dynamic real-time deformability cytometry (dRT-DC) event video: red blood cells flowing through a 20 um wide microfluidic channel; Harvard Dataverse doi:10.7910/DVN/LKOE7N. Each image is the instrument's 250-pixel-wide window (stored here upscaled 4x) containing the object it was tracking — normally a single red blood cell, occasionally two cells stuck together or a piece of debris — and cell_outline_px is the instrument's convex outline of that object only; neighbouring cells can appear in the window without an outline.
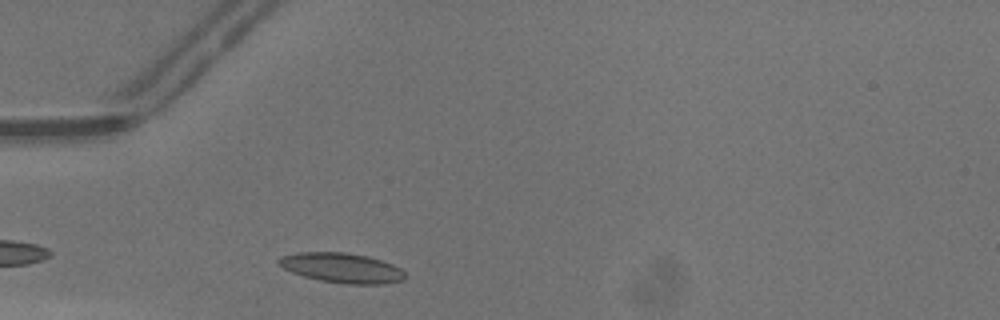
{"species": "common noctule bat (a hibernating species)", "species_latin": "Nyctalus noctula", "temperature_condition": "warm", "stored_images_in_passage": 23, "camera_frame_rate_fps": 3000, "um_per_image_px": 0.085, "animal": {"sex": "male", "body_mass_g": 13.3}, "frame": {"image": 1, "passage_image": 2, "time_ms": 0.333, "image_size_px": [1000, 320], "cell_outline_px": [[404, 280], [384, 284], [344, 284], [320, 280], [304, 276], [292, 272], [276, 264], [276, 260], [280, 256], [296, 252], [348, 252], [380, 260], [392, 264], [400, 268], [404, 272]], "centroid_in_image_um": [29.01, 22.76], "position_along_channel_um": 56.0, "area_um2": 22.02}}
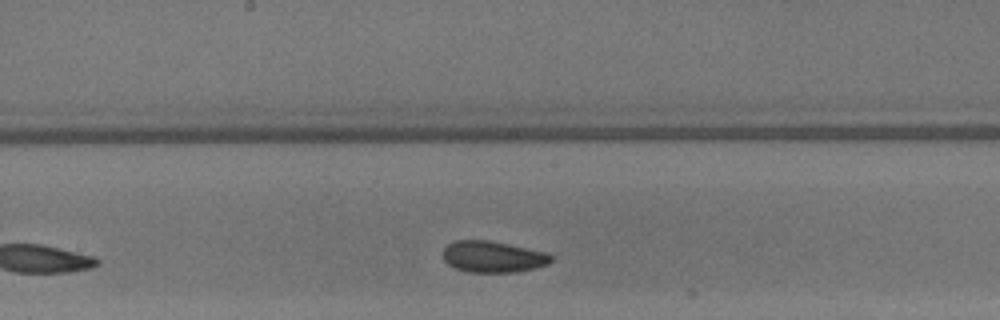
{"frame": {"image": 2, "passage_image": 13, "time_ms": 4.0, "image_size_px": [1000, 320], "cell_outline_px": [[552, 260], [548, 264], [536, 268], [516, 272], [468, 272], [456, 268], [448, 264], [444, 260], [444, 248], [452, 240], [488, 240], [548, 252], [552, 256]], "centroid_in_image_um": [41.91, 21.82], "position_along_channel_um": 206.3, "area_um2": 19.83}}
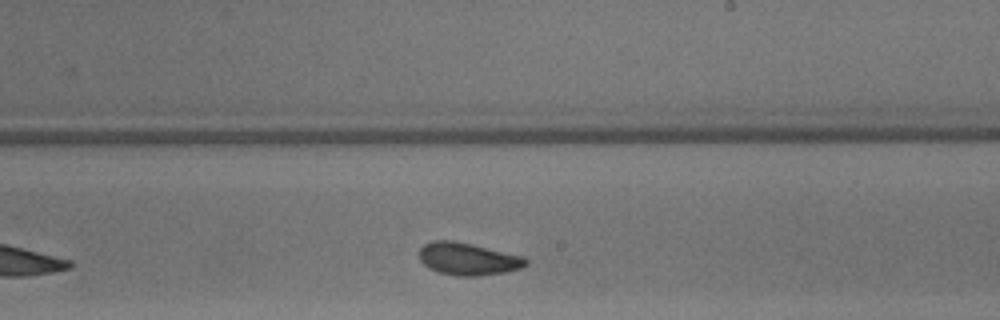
{"frame": {"image": 3, "passage_image": 16, "time_ms": 5.0, "image_size_px": [1000, 320], "cell_outline_px": [[528, 264], [520, 268], [504, 272], [480, 276], [456, 276], [440, 272], [428, 268], [420, 260], [420, 248], [424, 244], [432, 240], [452, 240], [472, 244], [524, 256], [528, 260]], "centroid_in_image_um": [39.78, 22.0], "position_along_channel_um": 249.2, "area_um2": 20.17}}